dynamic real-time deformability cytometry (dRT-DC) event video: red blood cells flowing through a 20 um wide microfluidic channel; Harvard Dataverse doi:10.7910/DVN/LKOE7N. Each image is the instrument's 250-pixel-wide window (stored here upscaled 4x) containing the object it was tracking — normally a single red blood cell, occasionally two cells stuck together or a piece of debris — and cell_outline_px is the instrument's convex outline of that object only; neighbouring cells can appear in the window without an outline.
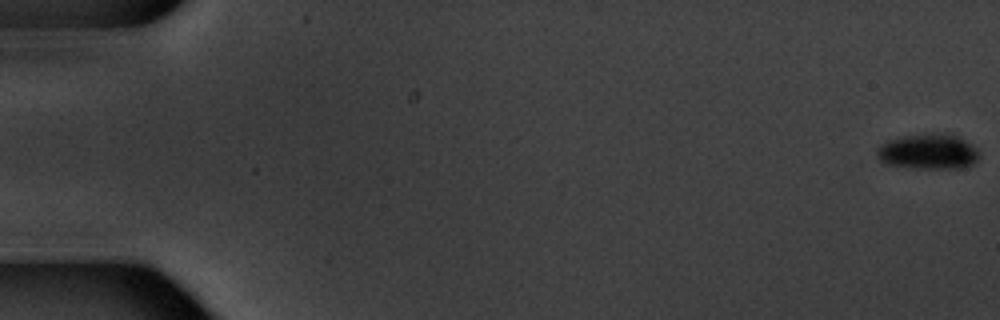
{"species": "common noctule bat (a hibernating species)", "species_latin": "Nyctalus noctula", "temperature_condition": "warm", "stored_images_in_passage": 12, "camera_frame_rate_fps": 3000, "um_per_image_px": 0.085, "animal": {"sex": "male", "body_mass_g": 20.1, "forearm_length_mm": 53.5}, "frame": {"image": 1, "passage_image": 1, "time_ms": 0.0, "image_size_px": [1000, 320], "cell_outline_px": [[980, 156], [972, 164], [960, 168], [916, 168], [884, 164], [876, 156], [876, 148], [880, 144], [888, 140], [904, 136], [940, 132], [956, 136], [972, 144], [980, 152]], "centroid_in_image_um": [78.88, 12.88], "position_along_channel_um": 6.1, "area_um2": 21.21}}
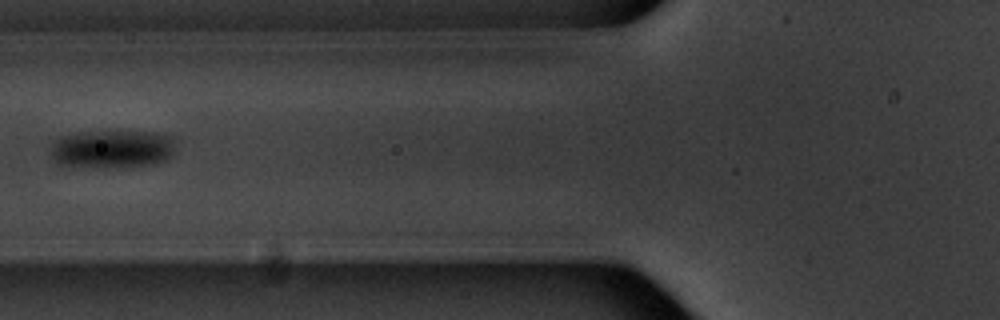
{"frame": {"image": 2, "passage_image": 7, "time_ms": 8.0, "image_size_px": [1000, 320], "cell_outline_px": [[176, 140], [172, 152], [164, 160], [152, 164], [96, 168], [60, 164], [52, 156], [52, 144], [56, 140], [64, 136], [76, 132], [156, 132], [172, 136]], "centroid_in_image_um": [9.55, 12.66], "position_along_channel_um": 116.2, "area_um2": 27.4}}
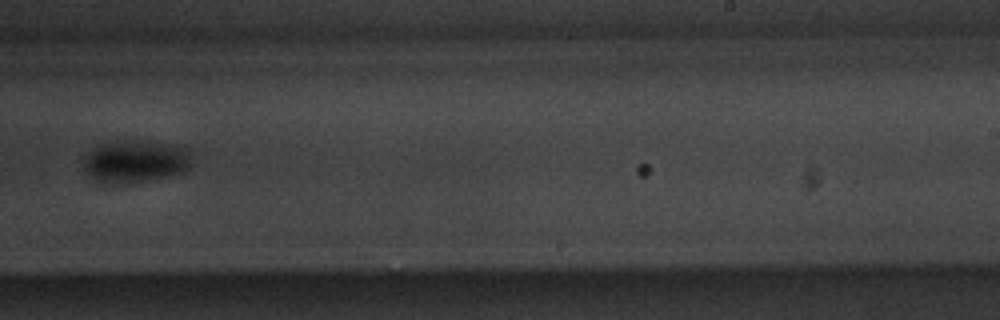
{"frame": {"image": 3, "passage_image": 11, "time_ms": 12.667, "image_size_px": [1000, 320], "cell_outline_px": [[192, 164], [184, 172], [132, 184], [116, 184], [96, 180], [84, 168], [84, 160], [96, 144], [112, 140], [140, 140], [172, 144], [188, 148], [192, 160]], "centroid_in_image_um": [11.54, 13.69], "position_along_channel_um": 277.5, "area_um2": 27.17}}